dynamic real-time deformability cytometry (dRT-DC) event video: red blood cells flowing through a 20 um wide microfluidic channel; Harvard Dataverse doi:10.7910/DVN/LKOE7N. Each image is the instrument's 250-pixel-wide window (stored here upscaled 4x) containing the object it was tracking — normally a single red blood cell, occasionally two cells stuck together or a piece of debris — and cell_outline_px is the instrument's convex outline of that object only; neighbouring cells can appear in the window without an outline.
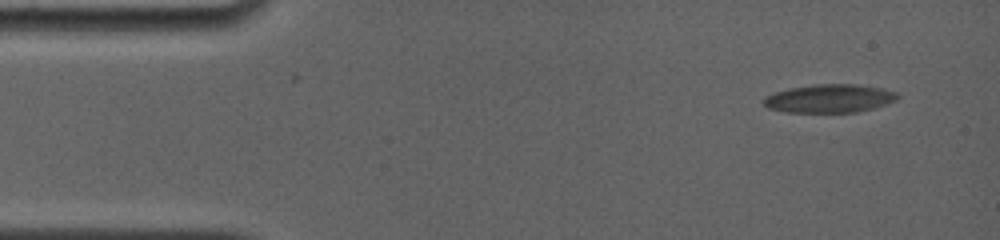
{"species": "common noctule bat (a hibernating species)", "species_latin": "Nyctalus noctula", "temperature_condition": "room temperature", "stored_images_in_passage": 40, "camera_frame_rate_fps": 4000, "um_per_image_px": 0.085, "animal": {"sex": "female", "body_mass_g": 19.0, "forearm_length_mm": 56.7}, "frame": {"image": 1, "passage_image": 1, "time_ms": 0.0, "image_size_px": [1000, 240], "cell_outline_px": [[900, 96], [896, 100], [872, 108], [856, 112], [788, 112], [768, 108], [764, 104], [764, 96], [776, 92], [792, 88], [816, 84], [852, 84], [880, 88], [896, 92]], "centroid_in_image_um": [70.5, 8.37], "position_along_channel_um": 14.5, "area_um2": 21.73}}
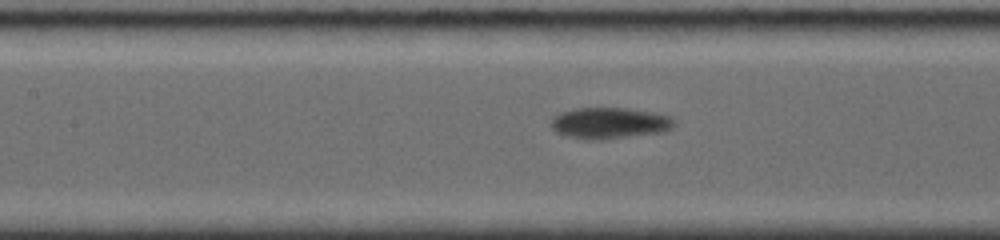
{"frame": {"image": 2, "passage_image": 17, "time_ms": 6.5, "image_size_px": [1000, 240], "cell_outline_px": [[676, 124], [672, 128], [660, 132], [600, 140], [568, 136], [556, 132], [552, 128], [552, 116], [560, 112], [576, 108], [628, 108], [652, 112], [672, 116], [676, 120]], "centroid_in_image_um": [51.84, 10.44], "position_along_channel_um": 155.6, "area_um2": 22.31}}
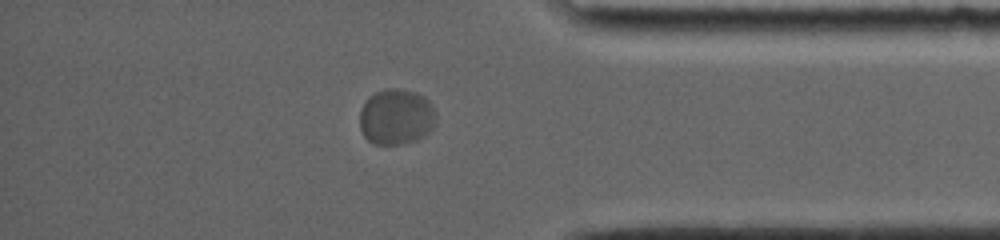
{"frame": {"image": 3, "passage_image": 34, "time_ms": 13.5, "image_size_px": [1000, 240], "cell_outline_px": [[436, 124], [424, 136], [416, 140], [400, 144], [372, 144], [364, 136], [360, 128], [360, 112], [368, 96], [384, 88], [392, 88], [412, 92], [424, 96], [432, 104], [436, 112]], "centroid_in_image_um": [33.69, 9.94], "position_along_channel_um": 401.5, "area_um2": 24.91}, "authors_computed_cell_mechanics": {"area_um2": 22.5131, "velocity_mm_per_s": 3.6126, "shape_relaxation_time_tau1_ms": 2.1742, "shape_relaxation_time_tau2_ms": null, "deformation_change_tau1": 0.0943, "deformation_change_tau2": null}}